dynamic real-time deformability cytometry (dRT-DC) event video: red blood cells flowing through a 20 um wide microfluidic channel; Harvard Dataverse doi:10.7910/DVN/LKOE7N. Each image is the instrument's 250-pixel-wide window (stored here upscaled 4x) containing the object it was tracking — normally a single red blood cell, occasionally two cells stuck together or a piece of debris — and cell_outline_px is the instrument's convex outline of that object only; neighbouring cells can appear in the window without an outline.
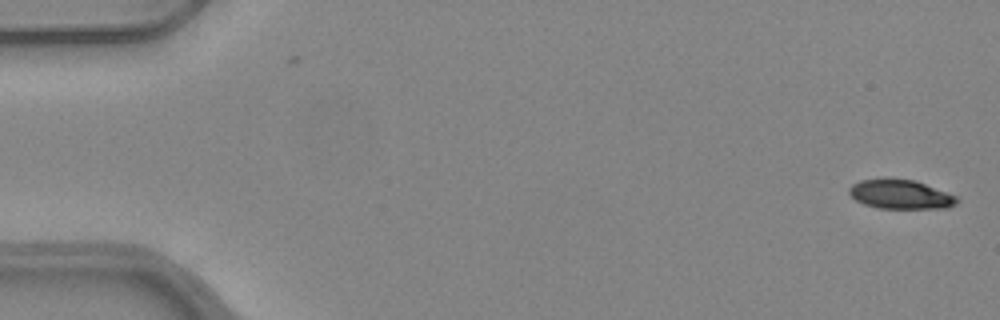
{"species": "common noctule bat (a hibernating species)", "species_latin": "Nyctalus noctula", "temperature_condition": "warm", "stored_images_in_passage": 52, "camera_frame_rate_fps": 3000, "um_per_image_px": 0.085, "animal": {"sex": "female", "body_mass_g": 24.6, "forearm_length_mm": 56.2}, "frame": {"image": 1, "passage_image": 1, "time_ms": 0.0, "image_size_px": [1000, 320], "cell_outline_px": [[960, 200], [956, 204], [948, 208], [876, 208], [864, 204], [856, 200], [848, 192], [848, 188], [852, 184], [860, 180], [880, 176], [888, 176], [916, 180], [956, 196]], "centroid_in_image_um": [76.5, 16.48], "position_along_channel_um": 8.5, "area_um2": 18.96}}
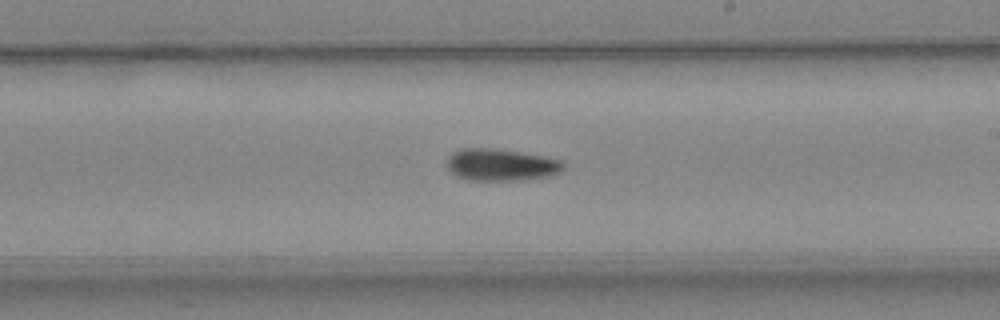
{"frame": {"image": 2, "passage_image": 30, "time_ms": 9.667, "image_size_px": [1000, 320], "cell_outline_px": [[564, 168], [560, 172], [552, 176], [524, 180], [464, 180], [456, 176], [448, 168], [448, 156], [452, 152], [460, 148], [496, 148], [544, 156], [560, 160], [564, 164]], "centroid_in_image_um": [42.59, 14.01], "position_along_channel_um": 246.4, "area_um2": 21.96}}
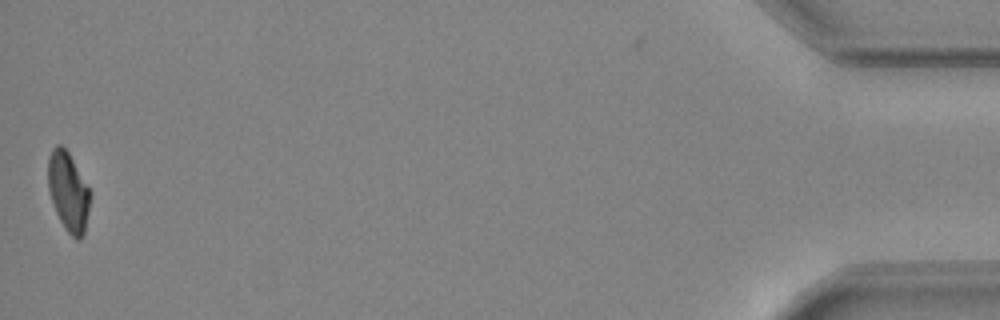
{"frame": {"image": 3, "passage_image": 51, "time_ms": 16.667, "image_size_px": [1000, 320], "cell_outline_px": [[92, 196], [84, 232], [80, 240], [76, 240], [64, 228], [56, 212], [48, 188], [48, 156], [52, 148], [56, 144], [60, 144], [68, 152], [92, 192]], "centroid_in_image_um": [5.82, 16.29], "position_along_channel_um": 429.4, "area_um2": 19.54}, "authors_computed_cell_mechanics": {"area_um2": 20.7213, "velocity_mm_per_s": 4.0107, "shape_relaxation_time_tau1_ms": 7.2356, "shape_relaxation_time_tau2_ms": null, "deformation_change_tau1": 0.2095, "deformation_change_tau2": null}}